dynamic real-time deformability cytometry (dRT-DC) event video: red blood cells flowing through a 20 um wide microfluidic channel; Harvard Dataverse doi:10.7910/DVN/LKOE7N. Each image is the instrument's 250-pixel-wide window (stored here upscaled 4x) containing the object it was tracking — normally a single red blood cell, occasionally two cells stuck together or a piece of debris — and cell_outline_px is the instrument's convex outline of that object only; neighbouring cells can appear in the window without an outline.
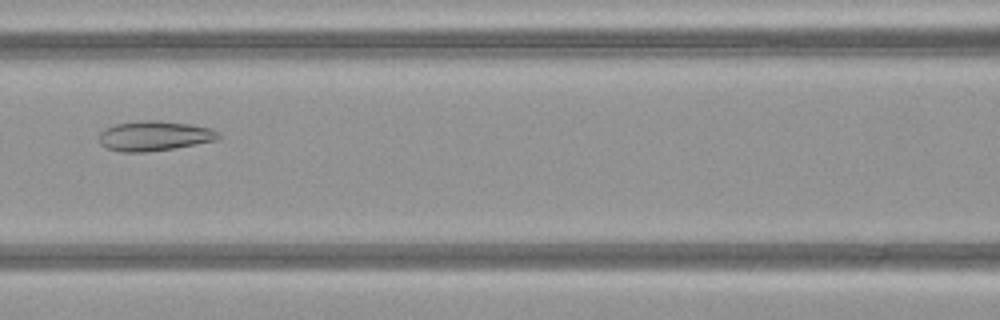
{"species": "common noctule bat (a hibernating species)", "species_latin": "Nyctalus noctula", "temperature_condition": "warm", "stored_images_in_passage": 40, "camera_frame_rate_fps": 3000, "um_per_image_px": 0.085, "animal": {"sex": "female", "body_mass_g": 21.9}, "frame": {"image": 1, "passage_image": 13, "time_ms": 4.0, "image_size_px": [1000, 320], "cell_outline_px": [[220, 136], [216, 140], [176, 148], [148, 152], [120, 152], [108, 148], [100, 144], [100, 132], [104, 128], [116, 124], [140, 120], [160, 120], [192, 124], [208, 128], [220, 132]], "centroid_in_image_um": [13.12, 11.55], "position_along_channel_um": 153.5, "area_um2": 20.92}}
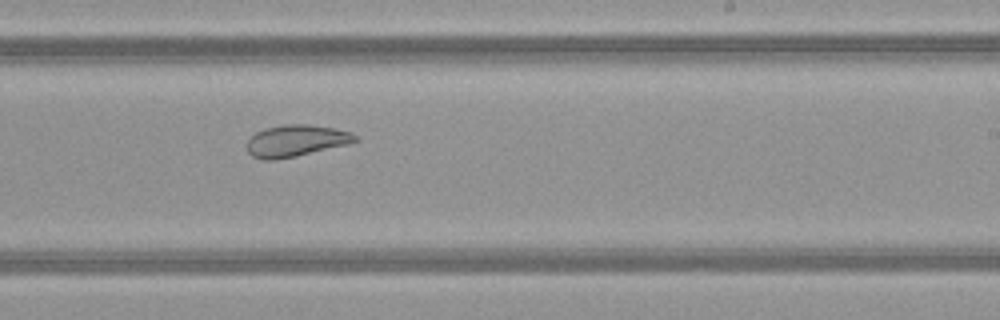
{"frame": {"image": 2, "passage_image": 21, "time_ms": 6.667, "image_size_px": [1000, 320], "cell_outline_px": [[360, 140], [348, 144], [296, 156], [276, 160], [264, 160], [252, 156], [248, 152], [248, 140], [256, 132], [264, 128], [284, 124], [308, 124], [332, 128], [352, 132]], "centroid_in_image_um": [25.16, 11.96], "position_along_channel_um": 263.8, "area_um2": 19.94}}
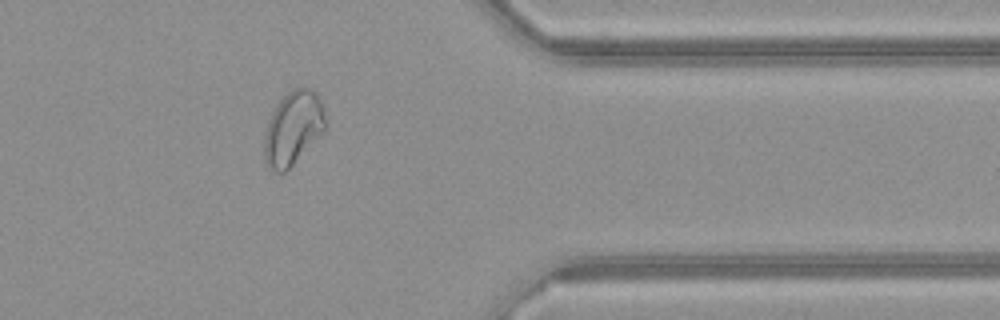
{"frame": {"image": 3, "passage_image": 31, "time_ms": 10.0, "image_size_px": [1000, 320], "cell_outline_px": [[324, 132], [284, 172], [276, 172], [268, 168], [264, 160], [264, 132], [268, 120], [276, 104], [292, 88], [312, 88], [316, 92], [324, 108]], "centroid_in_image_um": [24.88, 10.88], "position_along_channel_um": 386.5, "area_um2": 26.13}, "authors_computed_cell_mechanics": {"area_um2": 24.1026, "velocity_mm_per_s": 4.1556, "shape_relaxation_time_tau1_ms": null, "shape_relaxation_time_tau2_ms": 1.9395, "deformation_change_tau1": null, "deformation_change_tau2": 0.0778}}